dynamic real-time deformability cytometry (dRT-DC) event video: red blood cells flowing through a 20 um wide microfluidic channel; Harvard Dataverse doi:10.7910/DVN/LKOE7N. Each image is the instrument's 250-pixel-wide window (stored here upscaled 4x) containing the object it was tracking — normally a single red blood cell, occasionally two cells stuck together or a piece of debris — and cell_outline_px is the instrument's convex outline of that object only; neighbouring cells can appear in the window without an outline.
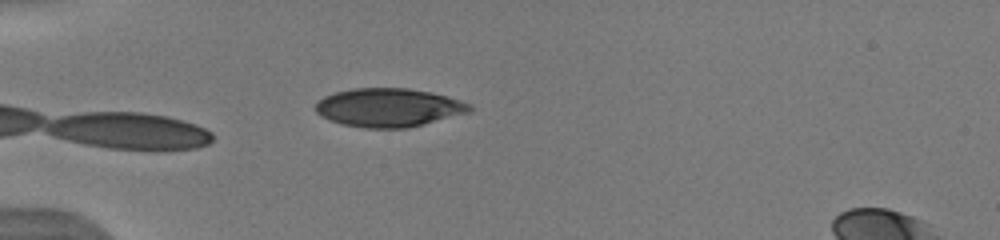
{"species": "human", "species_latin": "Homo sapiens", "temperature_condition": "warm", "stored_images_in_passage": 52, "camera_frame_rate_fps": 3000, "um_per_image_px": 0.085, "donor": {"sex": "male"}, "frame": {"image": 1, "passage_image": 1, "time_ms": 0.0, "image_size_px": [1000, 240], "cell_outline_px": [[472, 108], [468, 112], [408, 128], [364, 128], [344, 124], [320, 116], [316, 112], [316, 104], [324, 96], [336, 92], [352, 88], [408, 88], [428, 92], [460, 100], [468, 104]], "centroid_in_image_um": [32.99, 9.14], "position_along_channel_um": 52.0, "area_um2": 34.1}, "authors_computed_cell_mechanics": {"area_um2": 34.7089, "velocity_mm_per_s": 3.9316, "shape_relaxation_time_tau1_ms": 1.6311, "shape_relaxation_time_tau2_ms": null, "deformation_change_tau1": 0.0888, "deformation_change_tau2": null}}